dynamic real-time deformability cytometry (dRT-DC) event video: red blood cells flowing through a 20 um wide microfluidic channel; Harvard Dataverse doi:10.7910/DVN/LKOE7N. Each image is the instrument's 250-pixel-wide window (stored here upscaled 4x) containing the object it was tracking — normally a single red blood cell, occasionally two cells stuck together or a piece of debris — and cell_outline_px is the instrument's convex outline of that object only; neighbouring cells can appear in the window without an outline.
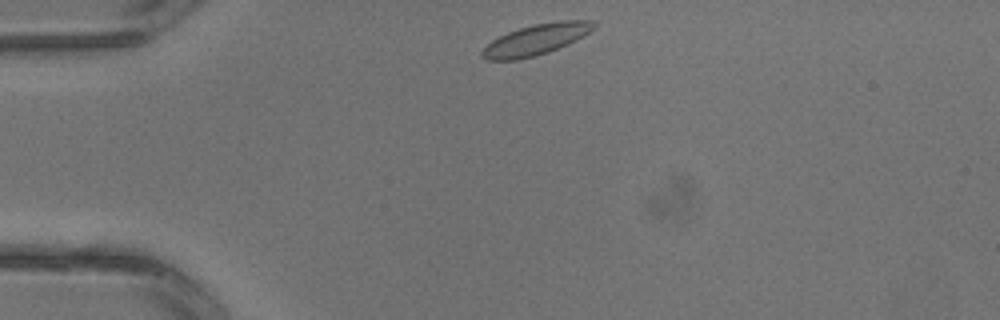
{"species": "common noctule bat (a hibernating species)", "species_latin": "Nyctalus noctula", "temperature_condition": "warm", "stored_images_in_passage": 1, "camera_frame_rate_fps": 3000, "um_per_image_px": 0.085, "animal": {"sex": "male", "body_mass_g": 13.3}, "frame": {"image": 1, "passage_image": 1, "time_ms": 0.0, "image_size_px": [1000, 320], "cell_outline_px": [[596, 28], [576, 40], [568, 44], [548, 52], [516, 60], [488, 60], [480, 56], [480, 52], [492, 40], [508, 32], [532, 24], [560, 20], [596, 20]], "centroid_in_image_um": [45.59, 3.35], "position_along_channel_um": 39.4, "area_um2": 20.06}}